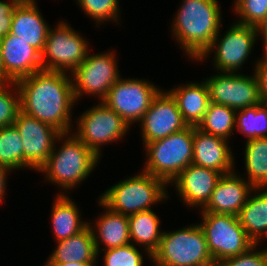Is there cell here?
Segmentation results:
<instances>
[{
    "mask_svg": "<svg viewBox=\"0 0 267 266\" xmlns=\"http://www.w3.org/2000/svg\"><path fill=\"white\" fill-rule=\"evenodd\" d=\"M228 140L202 132L194 126L192 164L223 174L234 171V157Z\"/></svg>",
    "mask_w": 267,
    "mask_h": 266,
    "instance_id": "d6986e66",
    "label": "cell"
},
{
    "mask_svg": "<svg viewBox=\"0 0 267 266\" xmlns=\"http://www.w3.org/2000/svg\"><path fill=\"white\" fill-rule=\"evenodd\" d=\"M257 29V35H262L264 40V48L265 52H267V15L264 18V20L259 24V26L256 27Z\"/></svg>",
    "mask_w": 267,
    "mask_h": 266,
    "instance_id": "f35d334b",
    "label": "cell"
},
{
    "mask_svg": "<svg viewBox=\"0 0 267 266\" xmlns=\"http://www.w3.org/2000/svg\"><path fill=\"white\" fill-rule=\"evenodd\" d=\"M89 49L86 39L68 23L61 21L48 31L41 53L42 67L44 70L72 73L85 60Z\"/></svg>",
    "mask_w": 267,
    "mask_h": 266,
    "instance_id": "ba28073f",
    "label": "cell"
},
{
    "mask_svg": "<svg viewBox=\"0 0 267 266\" xmlns=\"http://www.w3.org/2000/svg\"><path fill=\"white\" fill-rule=\"evenodd\" d=\"M155 266H215L199 223L173 232H163L152 254Z\"/></svg>",
    "mask_w": 267,
    "mask_h": 266,
    "instance_id": "8992f818",
    "label": "cell"
},
{
    "mask_svg": "<svg viewBox=\"0 0 267 266\" xmlns=\"http://www.w3.org/2000/svg\"><path fill=\"white\" fill-rule=\"evenodd\" d=\"M222 174L213 169L190 164L172 181L181 201L189 207H201L208 203Z\"/></svg>",
    "mask_w": 267,
    "mask_h": 266,
    "instance_id": "e0dca14e",
    "label": "cell"
},
{
    "mask_svg": "<svg viewBox=\"0 0 267 266\" xmlns=\"http://www.w3.org/2000/svg\"><path fill=\"white\" fill-rule=\"evenodd\" d=\"M221 21L217 0H183L172 22L173 37L197 61L220 32Z\"/></svg>",
    "mask_w": 267,
    "mask_h": 266,
    "instance_id": "7a4b0ae2",
    "label": "cell"
},
{
    "mask_svg": "<svg viewBox=\"0 0 267 266\" xmlns=\"http://www.w3.org/2000/svg\"><path fill=\"white\" fill-rule=\"evenodd\" d=\"M236 110L231 107L210 102L203 120L197 128L202 132L229 139L236 128Z\"/></svg>",
    "mask_w": 267,
    "mask_h": 266,
    "instance_id": "83f0119b",
    "label": "cell"
},
{
    "mask_svg": "<svg viewBox=\"0 0 267 266\" xmlns=\"http://www.w3.org/2000/svg\"><path fill=\"white\" fill-rule=\"evenodd\" d=\"M0 165L10 171L23 168V141L14 125L0 127Z\"/></svg>",
    "mask_w": 267,
    "mask_h": 266,
    "instance_id": "f546056e",
    "label": "cell"
},
{
    "mask_svg": "<svg viewBox=\"0 0 267 266\" xmlns=\"http://www.w3.org/2000/svg\"><path fill=\"white\" fill-rule=\"evenodd\" d=\"M264 55L261 60H257L254 73L258 80L262 102L267 103V52H264Z\"/></svg>",
    "mask_w": 267,
    "mask_h": 266,
    "instance_id": "8d00e7d4",
    "label": "cell"
},
{
    "mask_svg": "<svg viewBox=\"0 0 267 266\" xmlns=\"http://www.w3.org/2000/svg\"><path fill=\"white\" fill-rule=\"evenodd\" d=\"M142 130V141L146 145L154 140L180 132L188 127L183 120L175 99L166 91L160 90L139 121Z\"/></svg>",
    "mask_w": 267,
    "mask_h": 266,
    "instance_id": "9a60e30c",
    "label": "cell"
},
{
    "mask_svg": "<svg viewBox=\"0 0 267 266\" xmlns=\"http://www.w3.org/2000/svg\"><path fill=\"white\" fill-rule=\"evenodd\" d=\"M168 185L164 180L142 171L111 186L99 200L114 212L131 215L151 210V205L167 199Z\"/></svg>",
    "mask_w": 267,
    "mask_h": 266,
    "instance_id": "277c9868",
    "label": "cell"
},
{
    "mask_svg": "<svg viewBox=\"0 0 267 266\" xmlns=\"http://www.w3.org/2000/svg\"><path fill=\"white\" fill-rule=\"evenodd\" d=\"M255 187L235 171L223 174L201 212L238 216Z\"/></svg>",
    "mask_w": 267,
    "mask_h": 266,
    "instance_id": "ac0fdd59",
    "label": "cell"
},
{
    "mask_svg": "<svg viewBox=\"0 0 267 266\" xmlns=\"http://www.w3.org/2000/svg\"><path fill=\"white\" fill-rule=\"evenodd\" d=\"M52 205V230L57 242L80 233L88 226L89 222L81 220L80 210L66 193L58 194Z\"/></svg>",
    "mask_w": 267,
    "mask_h": 266,
    "instance_id": "cb8c5ba5",
    "label": "cell"
},
{
    "mask_svg": "<svg viewBox=\"0 0 267 266\" xmlns=\"http://www.w3.org/2000/svg\"><path fill=\"white\" fill-rule=\"evenodd\" d=\"M219 72L207 78L210 102L241 110L262 103L258 80L255 75Z\"/></svg>",
    "mask_w": 267,
    "mask_h": 266,
    "instance_id": "4fadbf2b",
    "label": "cell"
},
{
    "mask_svg": "<svg viewBox=\"0 0 267 266\" xmlns=\"http://www.w3.org/2000/svg\"><path fill=\"white\" fill-rule=\"evenodd\" d=\"M20 110V91L16 82L0 83V127L13 125Z\"/></svg>",
    "mask_w": 267,
    "mask_h": 266,
    "instance_id": "4dcf8cb0",
    "label": "cell"
},
{
    "mask_svg": "<svg viewBox=\"0 0 267 266\" xmlns=\"http://www.w3.org/2000/svg\"><path fill=\"white\" fill-rule=\"evenodd\" d=\"M23 141V168L38 171L47 161L62 134L52 125L19 111L13 124Z\"/></svg>",
    "mask_w": 267,
    "mask_h": 266,
    "instance_id": "5bb4252c",
    "label": "cell"
},
{
    "mask_svg": "<svg viewBox=\"0 0 267 266\" xmlns=\"http://www.w3.org/2000/svg\"><path fill=\"white\" fill-rule=\"evenodd\" d=\"M202 228L215 264L248 252L255 242L247 235L238 216L202 212Z\"/></svg>",
    "mask_w": 267,
    "mask_h": 266,
    "instance_id": "52a82bcc",
    "label": "cell"
},
{
    "mask_svg": "<svg viewBox=\"0 0 267 266\" xmlns=\"http://www.w3.org/2000/svg\"><path fill=\"white\" fill-rule=\"evenodd\" d=\"M36 0H22L13 11L10 34L43 52L50 26L44 20Z\"/></svg>",
    "mask_w": 267,
    "mask_h": 266,
    "instance_id": "ffe728a7",
    "label": "cell"
},
{
    "mask_svg": "<svg viewBox=\"0 0 267 266\" xmlns=\"http://www.w3.org/2000/svg\"><path fill=\"white\" fill-rule=\"evenodd\" d=\"M56 243L58 245L46 263H97L99 255L89 225L80 233Z\"/></svg>",
    "mask_w": 267,
    "mask_h": 266,
    "instance_id": "603a6c76",
    "label": "cell"
},
{
    "mask_svg": "<svg viewBox=\"0 0 267 266\" xmlns=\"http://www.w3.org/2000/svg\"><path fill=\"white\" fill-rule=\"evenodd\" d=\"M78 118L76 128L78 130L72 134H75L99 158L102 145L119 141L130 128V125L103 101L86 110Z\"/></svg>",
    "mask_w": 267,
    "mask_h": 266,
    "instance_id": "9c48e42d",
    "label": "cell"
},
{
    "mask_svg": "<svg viewBox=\"0 0 267 266\" xmlns=\"http://www.w3.org/2000/svg\"><path fill=\"white\" fill-rule=\"evenodd\" d=\"M256 191H258L257 195ZM252 192H255V195H249L247 202L238 214V219L247 235L255 244H258L264 233L267 234V190L254 188Z\"/></svg>",
    "mask_w": 267,
    "mask_h": 266,
    "instance_id": "484cf974",
    "label": "cell"
},
{
    "mask_svg": "<svg viewBox=\"0 0 267 266\" xmlns=\"http://www.w3.org/2000/svg\"><path fill=\"white\" fill-rule=\"evenodd\" d=\"M4 83L17 82L43 70L41 53L18 36L8 34L1 39Z\"/></svg>",
    "mask_w": 267,
    "mask_h": 266,
    "instance_id": "2e32d148",
    "label": "cell"
},
{
    "mask_svg": "<svg viewBox=\"0 0 267 266\" xmlns=\"http://www.w3.org/2000/svg\"><path fill=\"white\" fill-rule=\"evenodd\" d=\"M117 67L114 52L95 55L88 53L85 60L71 73L75 99L78 100L84 94H92L94 97L98 95L102 101L121 77Z\"/></svg>",
    "mask_w": 267,
    "mask_h": 266,
    "instance_id": "8fae6325",
    "label": "cell"
},
{
    "mask_svg": "<svg viewBox=\"0 0 267 266\" xmlns=\"http://www.w3.org/2000/svg\"><path fill=\"white\" fill-rule=\"evenodd\" d=\"M76 2L98 25L105 21H119L118 0H77Z\"/></svg>",
    "mask_w": 267,
    "mask_h": 266,
    "instance_id": "1f68e13d",
    "label": "cell"
},
{
    "mask_svg": "<svg viewBox=\"0 0 267 266\" xmlns=\"http://www.w3.org/2000/svg\"><path fill=\"white\" fill-rule=\"evenodd\" d=\"M102 251L104 266H143V255L132 243Z\"/></svg>",
    "mask_w": 267,
    "mask_h": 266,
    "instance_id": "836d02e7",
    "label": "cell"
},
{
    "mask_svg": "<svg viewBox=\"0 0 267 266\" xmlns=\"http://www.w3.org/2000/svg\"><path fill=\"white\" fill-rule=\"evenodd\" d=\"M142 79H122L121 77L108 90L102 100L114 110L128 125L142 119L160 88Z\"/></svg>",
    "mask_w": 267,
    "mask_h": 266,
    "instance_id": "7c38bea8",
    "label": "cell"
},
{
    "mask_svg": "<svg viewBox=\"0 0 267 266\" xmlns=\"http://www.w3.org/2000/svg\"><path fill=\"white\" fill-rule=\"evenodd\" d=\"M68 74L43 69L16 82L21 111L52 125L62 134L72 132L71 109L77 102Z\"/></svg>",
    "mask_w": 267,
    "mask_h": 266,
    "instance_id": "6da1fadb",
    "label": "cell"
},
{
    "mask_svg": "<svg viewBox=\"0 0 267 266\" xmlns=\"http://www.w3.org/2000/svg\"><path fill=\"white\" fill-rule=\"evenodd\" d=\"M45 266H95V263L67 262V263H44Z\"/></svg>",
    "mask_w": 267,
    "mask_h": 266,
    "instance_id": "ab89813d",
    "label": "cell"
},
{
    "mask_svg": "<svg viewBox=\"0 0 267 266\" xmlns=\"http://www.w3.org/2000/svg\"><path fill=\"white\" fill-rule=\"evenodd\" d=\"M244 157L246 180L255 188H267V137L248 140Z\"/></svg>",
    "mask_w": 267,
    "mask_h": 266,
    "instance_id": "4316f807",
    "label": "cell"
},
{
    "mask_svg": "<svg viewBox=\"0 0 267 266\" xmlns=\"http://www.w3.org/2000/svg\"><path fill=\"white\" fill-rule=\"evenodd\" d=\"M1 39H0V83H4V70L2 67V59H1Z\"/></svg>",
    "mask_w": 267,
    "mask_h": 266,
    "instance_id": "60d3db41",
    "label": "cell"
},
{
    "mask_svg": "<svg viewBox=\"0 0 267 266\" xmlns=\"http://www.w3.org/2000/svg\"><path fill=\"white\" fill-rule=\"evenodd\" d=\"M170 89L183 120L188 126H198L203 120L210 103L209 89L205 81L187 83Z\"/></svg>",
    "mask_w": 267,
    "mask_h": 266,
    "instance_id": "7402d4cb",
    "label": "cell"
},
{
    "mask_svg": "<svg viewBox=\"0 0 267 266\" xmlns=\"http://www.w3.org/2000/svg\"><path fill=\"white\" fill-rule=\"evenodd\" d=\"M235 126L247 141L267 137V103L236 110Z\"/></svg>",
    "mask_w": 267,
    "mask_h": 266,
    "instance_id": "f1b7e54d",
    "label": "cell"
},
{
    "mask_svg": "<svg viewBox=\"0 0 267 266\" xmlns=\"http://www.w3.org/2000/svg\"><path fill=\"white\" fill-rule=\"evenodd\" d=\"M59 140L63 141L62 146L58 149L54 144L53 151L38 172L45 173L49 182L65 191L74 189L87 179L100 158L75 135L63 133Z\"/></svg>",
    "mask_w": 267,
    "mask_h": 266,
    "instance_id": "3957f363",
    "label": "cell"
},
{
    "mask_svg": "<svg viewBox=\"0 0 267 266\" xmlns=\"http://www.w3.org/2000/svg\"><path fill=\"white\" fill-rule=\"evenodd\" d=\"M129 235L132 244L144 247L147 256L152 260V254L158 249L163 232L160 231V219L153 210L128 215Z\"/></svg>",
    "mask_w": 267,
    "mask_h": 266,
    "instance_id": "d4e9b609",
    "label": "cell"
},
{
    "mask_svg": "<svg viewBox=\"0 0 267 266\" xmlns=\"http://www.w3.org/2000/svg\"><path fill=\"white\" fill-rule=\"evenodd\" d=\"M7 172H10V170L0 165V203L2 202L3 198L5 197V190H6V180H7Z\"/></svg>",
    "mask_w": 267,
    "mask_h": 266,
    "instance_id": "74e56055",
    "label": "cell"
},
{
    "mask_svg": "<svg viewBox=\"0 0 267 266\" xmlns=\"http://www.w3.org/2000/svg\"><path fill=\"white\" fill-rule=\"evenodd\" d=\"M194 126L147 143L143 172L164 180L167 184L192 164Z\"/></svg>",
    "mask_w": 267,
    "mask_h": 266,
    "instance_id": "5b68a950",
    "label": "cell"
},
{
    "mask_svg": "<svg viewBox=\"0 0 267 266\" xmlns=\"http://www.w3.org/2000/svg\"><path fill=\"white\" fill-rule=\"evenodd\" d=\"M218 32L211 45L207 50L197 59L203 60L207 56L214 52L213 57L217 73L229 72L235 73L248 59L253 45L258 39L257 29L253 26H248L240 23H234L230 29H228L222 38ZM217 45V46H216Z\"/></svg>",
    "mask_w": 267,
    "mask_h": 266,
    "instance_id": "30bf717a",
    "label": "cell"
},
{
    "mask_svg": "<svg viewBox=\"0 0 267 266\" xmlns=\"http://www.w3.org/2000/svg\"><path fill=\"white\" fill-rule=\"evenodd\" d=\"M22 0L0 1V39L10 33L13 11Z\"/></svg>",
    "mask_w": 267,
    "mask_h": 266,
    "instance_id": "d590c367",
    "label": "cell"
},
{
    "mask_svg": "<svg viewBox=\"0 0 267 266\" xmlns=\"http://www.w3.org/2000/svg\"><path fill=\"white\" fill-rule=\"evenodd\" d=\"M256 246L259 244L253 246L248 252L224 259L215 266H267V248L256 251Z\"/></svg>",
    "mask_w": 267,
    "mask_h": 266,
    "instance_id": "e575fe53",
    "label": "cell"
},
{
    "mask_svg": "<svg viewBox=\"0 0 267 266\" xmlns=\"http://www.w3.org/2000/svg\"><path fill=\"white\" fill-rule=\"evenodd\" d=\"M233 10L240 17L237 23L256 28L267 15V0H235Z\"/></svg>",
    "mask_w": 267,
    "mask_h": 266,
    "instance_id": "d6a6232c",
    "label": "cell"
},
{
    "mask_svg": "<svg viewBox=\"0 0 267 266\" xmlns=\"http://www.w3.org/2000/svg\"><path fill=\"white\" fill-rule=\"evenodd\" d=\"M98 202L106 211L99 216V219H96V221L98 220L96 227L92 226V223H88L93 232L97 253H100V245L102 244L105 247L101 250L130 244L128 215L114 212L100 200Z\"/></svg>",
    "mask_w": 267,
    "mask_h": 266,
    "instance_id": "44dd1931",
    "label": "cell"
}]
</instances>
